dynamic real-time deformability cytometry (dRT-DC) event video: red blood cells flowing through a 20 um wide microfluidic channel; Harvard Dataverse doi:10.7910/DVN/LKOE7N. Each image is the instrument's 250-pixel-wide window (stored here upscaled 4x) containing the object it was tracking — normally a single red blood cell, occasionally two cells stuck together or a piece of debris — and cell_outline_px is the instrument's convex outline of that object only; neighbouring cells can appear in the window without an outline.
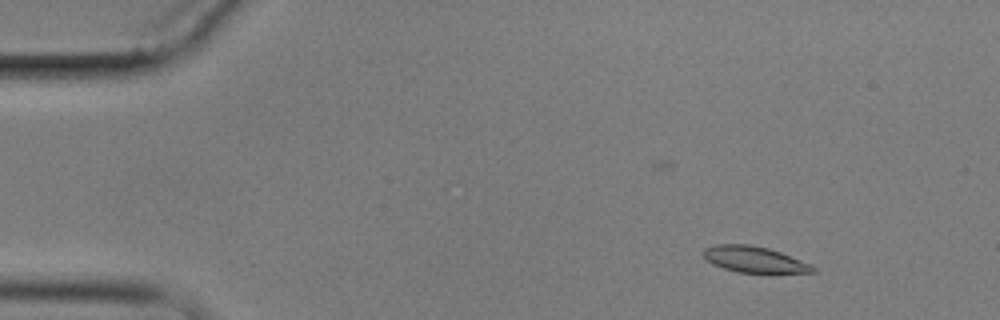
{"species": "common noctule bat (a hibernating species)", "species_latin": "Nyctalus noctula", "temperature_condition": "cold", "stored_images_in_passage": 6, "camera_frame_rate_fps": 3000, "um_per_image_px": 0.085, "animal": {"sex": "male", "body_mass_g": 17.9}, "frame": {"image": 1, "passage_image": 3, "time_ms": 2.333, "image_size_px": [1000, 320], "cell_outline_px": [[816, 272], [768, 276], [736, 272], [712, 264], [704, 256], [704, 248], [716, 244], [748, 244], [768, 248], [780, 252], [812, 264], [816, 268]], "centroid_in_image_um": [64.22, 22.12], "position_along_channel_um": 20.8, "area_um2": 17.57}}
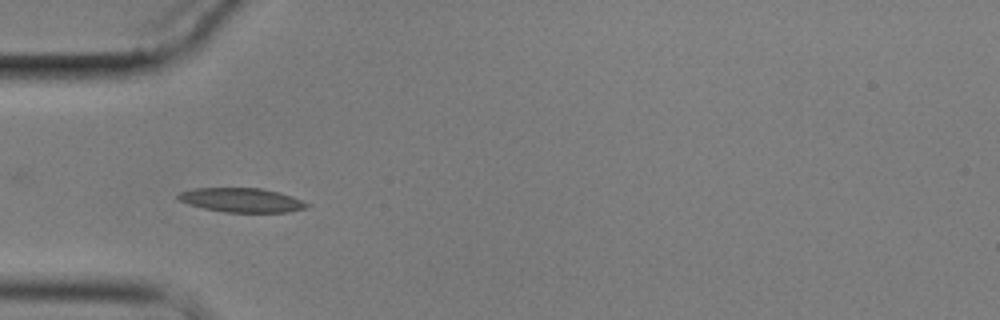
{"frame": {"image": 2, "passage_image": 6, "time_ms": 6.0, "image_size_px": [1000, 320], "cell_outline_px": [[308, 208], [288, 212], [224, 212], [204, 208], [188, 204], [180, 200], [176, 196], [180, 192], [192, 188], [260, 188], [280, 192], [292, 196], [308, 204]], "centroid_in_image_um": [20.53, 17.0], "position_along_channel_um": 64.5, "area_um2": 18.09}}